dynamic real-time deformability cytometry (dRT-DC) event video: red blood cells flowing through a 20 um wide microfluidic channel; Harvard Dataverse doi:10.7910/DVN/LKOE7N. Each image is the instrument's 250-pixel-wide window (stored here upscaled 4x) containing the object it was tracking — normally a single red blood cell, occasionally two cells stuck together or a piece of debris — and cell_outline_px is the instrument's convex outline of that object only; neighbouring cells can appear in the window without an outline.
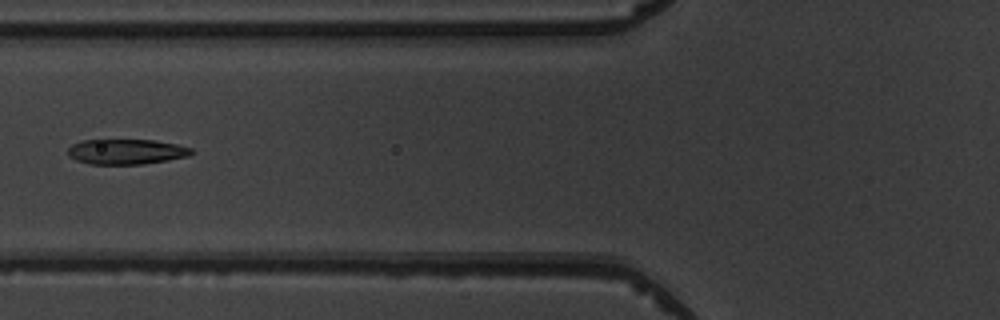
{"species": "common noctule bat (a hibernating species)", "species_latin": "Nyctalus noctula", "temperature_condition": "warm", "stored_images_in_passage": 6, "camera_frame_rate_fps": 3000, "um_per_image_px": 0.085, "animal": {"sex": "male", "body_mass_g": 19.5, "forearm_length_mm": 54.6}, "frame": {"image": 1, "passage_image": 6, "time_ms": 5.667, "image_size_px": [1000, 320], "cell_outline_px": [[192, 152], [188, 156], [168, 160], [144, 164], [88, 164], [76, 160], [68, 156], [68, 148], [72, 144], [84, 140], [156, 140], [176, 144], [192, 148]], "centroid_in_image_um": [10.72, 12.89], "position_along_channel_um": 115.1, "area_um2": 18.15}}